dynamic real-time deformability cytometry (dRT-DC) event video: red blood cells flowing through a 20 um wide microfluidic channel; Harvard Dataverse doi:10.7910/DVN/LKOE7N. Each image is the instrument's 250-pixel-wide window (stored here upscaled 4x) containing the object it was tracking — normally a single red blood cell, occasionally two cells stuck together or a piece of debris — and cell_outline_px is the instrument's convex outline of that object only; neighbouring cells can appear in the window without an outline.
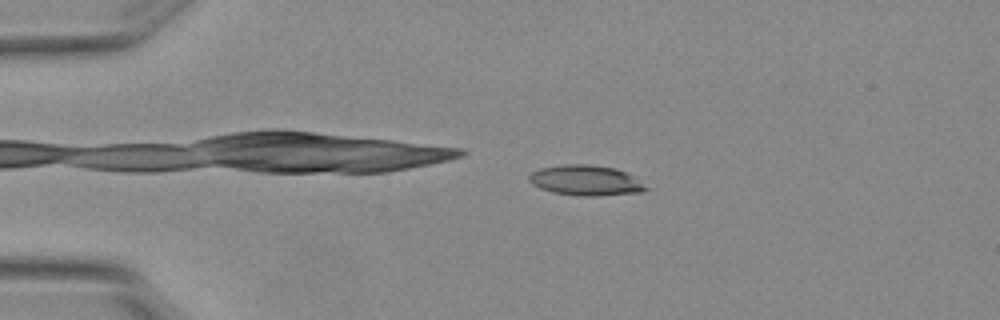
{"species": "Egyptian fruit bat (a non-hibernating species)", "species_latin": "Rousettus aegyptiacus", "temperature_condition": "warm", "stored_images_in_passage": 3, "camera_frame_rate_fps": 3000, "um_per_image_px": 0.085, "animal": {"sex": "female"}, "frame": {"image": 1, "passage_image": 2, "time_ms": 0.333, "image_size_px": [1000, 320], "cell_outline_px": [[652, 188], [640, 192], [596, 196], [584, 196], [552, 192], [540, 188], [532, 184], [528, 180], [528, 176], [532, 172], [540, 168], [564, 164], [588, 164], [616, 168], [632, 176]], "centroid_in_image_um": [49.79, 15.33], "position_along_channel_um": 35.2, "area_um2": 20.63}}